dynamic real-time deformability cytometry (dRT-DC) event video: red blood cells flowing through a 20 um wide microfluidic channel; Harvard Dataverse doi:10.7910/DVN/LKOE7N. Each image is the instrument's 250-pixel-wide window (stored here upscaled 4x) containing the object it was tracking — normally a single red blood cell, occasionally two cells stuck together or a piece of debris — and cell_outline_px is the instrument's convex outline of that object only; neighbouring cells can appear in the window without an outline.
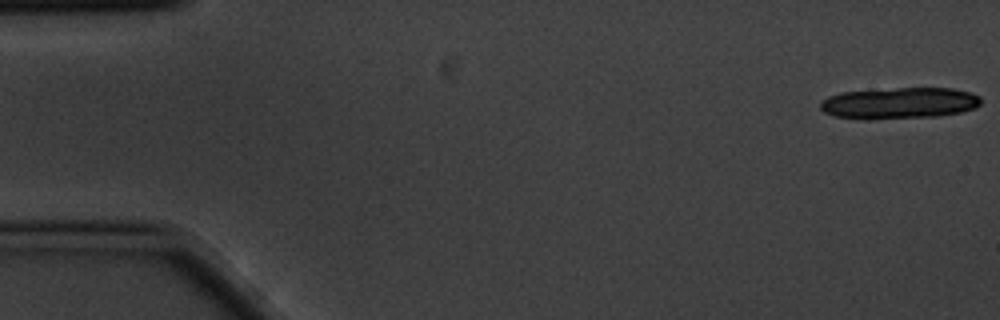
{"species": "common noctule bat (a hibernating species)", "species_latin": "Nyctalus noctula", "temperature_condition": "cold", "stored_images_in_passage": 7, "camera_frame_rate_fps": 3000, "um_per_image_px": 0.085, "animal": {"sex": "male", "body_mass_g": 20.1, "forearm_length_mm": 53.5}, "frame": {"image": 1, "passage_image": 1, "time_ms": 0.0, "image_size_px": [1000, 320], "cell_outline_px": [[980, 104], [976, 108], [960, 112], [940, 116], [872, 120], [864, 120], [836, 116], [824, 112], [820, 108], [820, 100], [828, 96], [840, 92], [896, 88], [952, 88], [968, 92], [980, 96]], "centroid_in_image_um": [76.41, 8.78], "position_along_channel_um": 8.6, "area_um2": 29.71}}
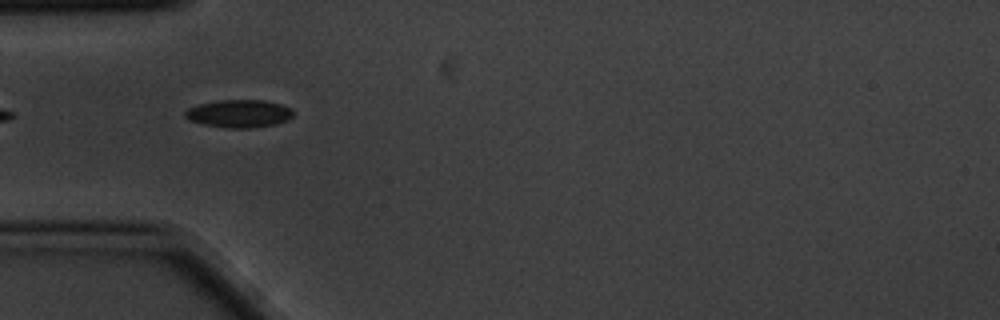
{"frame": {"image": 2, "passage_image": 6, "time_ms": 1.667, "image_size_px": [1000, 320], "cell_outline_px": [[292, 116], [288, 120], [276, 124], [248, 128], [228, 128], [204, 124], [188, 120], [184, 116], [184, 112], [188, 108], [200, 104], [220, 100], [264, 100], [280, 104], [292, 108]], "centroid_in_image_um": [20.32, 9.65], "position_along_channel_um": 64.7, "area_um2": 17.46}}